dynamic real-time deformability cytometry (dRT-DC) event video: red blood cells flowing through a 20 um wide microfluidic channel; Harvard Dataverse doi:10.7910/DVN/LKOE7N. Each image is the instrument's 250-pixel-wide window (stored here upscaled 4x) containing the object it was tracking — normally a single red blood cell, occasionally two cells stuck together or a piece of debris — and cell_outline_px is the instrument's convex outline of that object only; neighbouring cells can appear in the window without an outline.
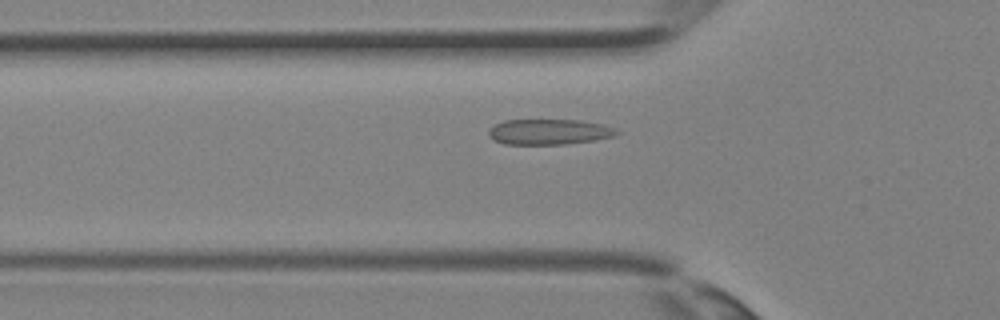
{"species": "Egyptian fruit bat (a non-hibernating species)", "species_latin": "Rousettus aegyptiacus", "temperature_condition": "room temperature", "stored_images_in_passage": 23, "camera_frame_rate_fps": 3000, "um_per_image_px": 0.085, "animal": {"sex": "female"}, "frame": {"image": 1, "passage_image": 2, "time_ms": 0.333, "image_size_px": [1000, 320], "cell_outline_px": [[620, 132], [616, 136], [596, 140], [564, 144], [504, 144], [492, 140], [488, 136], [488, 132], [496, 124], [504, 120], [580, 120], [604, 124]], "centroid_in_image_um": [46.68, 11.21], "position_along_channel_um": 79.1, "area_um2": 19.07}}
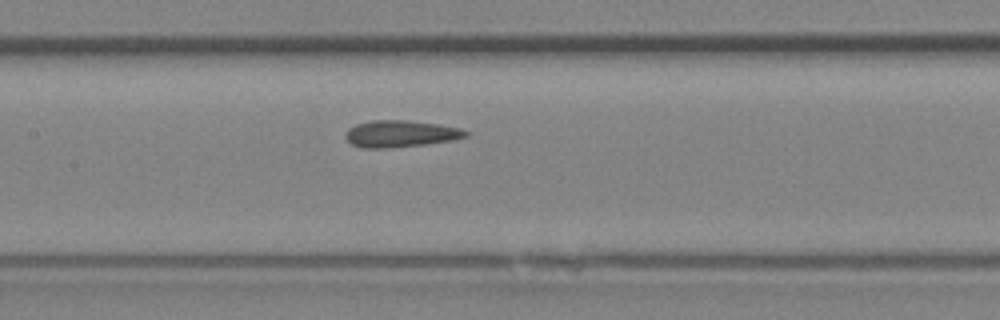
{"frame": {"image": 2, "passage_image": 7, "time_ms": 2.0, "image_size_px": [1000, 320], "cell_outline_px": [[468, 136], [452, 140], [424, 144], [384, 148], [364, 148], [352, 144], [344, 136], [344, 132], [348, 128], [356, 124], [372, 120], [408, 120], [440, 124], [460, 128], [468, 132]], "centroid_in_image_um": [34.02, 11.35], "position_along_channel_um": 173.4, "area_um2": 18.73}}
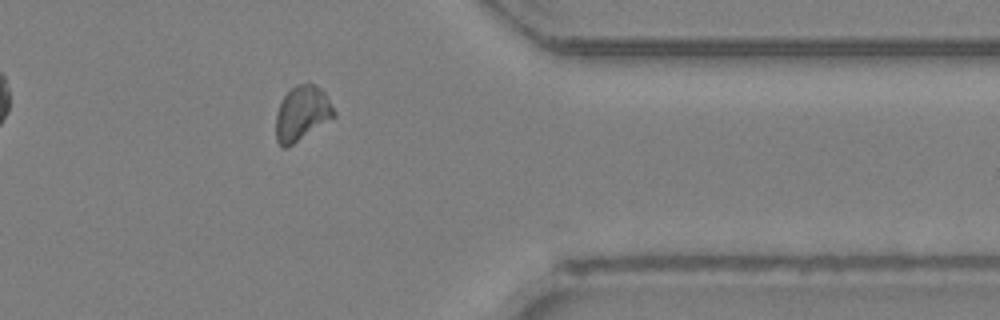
{"frame": {"image": 3, "passage_image": 19, "time_ms": 6.0, "image_size_px": [1000, 320], "cell_outline_px": [[336, 116], [288, 148], [280, 148], [276, 140], [276, 112], [284, 96], [296, 84], [308, 80], [320, 88], [324, 92], [336, 112]], "centroid_in_image_um": [25.66, 9.64], "position_along_channel_um": 385.7, "area_um2": 18.84}}